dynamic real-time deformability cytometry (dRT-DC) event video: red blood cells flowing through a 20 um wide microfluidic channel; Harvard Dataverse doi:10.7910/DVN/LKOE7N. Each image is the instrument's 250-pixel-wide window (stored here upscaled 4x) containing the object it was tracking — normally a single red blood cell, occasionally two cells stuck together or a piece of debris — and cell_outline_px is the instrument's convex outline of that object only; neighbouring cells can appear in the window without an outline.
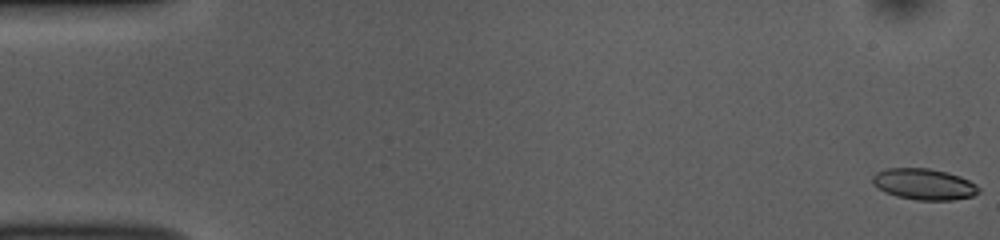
{"species": "common noctule bat (a hibernating species)", "species_latin": "Nyctalus noctula", "temperature_condition": "room temperature", "stored_images_in_passage": 52, "camera_frame_rate_fps": 3000, "um_per_image_px": 0.085, "animal": {"sex": "female", "body_mass_g": 10.0, "forearm_length_mm": 53.1}, "frame": {"image": 1, "passage_image": 1, "time_ms": 0.0, "image_size_px": [1000, 240], "cell_outline_px": [[980, 192], [972, 196], [952, 200], [916, 200], [896, 196], [884, 192], [872, 180], [872, 176], [876, 172], [884, 168], [928, 168], [948, 172], [960, 176], [976, 184], [980, 188]], "centroid_in_image_um": [78.56, 15.65], "position_along_channel_um": 6.4, "area_um2": 19.31}}
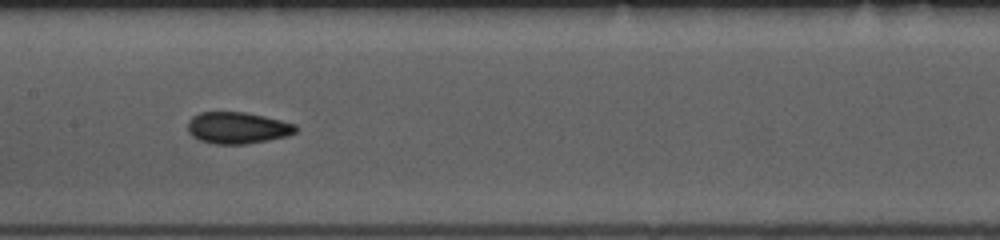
{"frame": {"image": 2, "passage_image": 26, "time_ms": 8.333, "image_size_px": [1000, 240], "cell_outline_px": [[296, 132], [288, 136], [268, 140], [244, 144], [216, 144], [200, 140], [192, 136], [188, 132], [188, 120], [192, 116], [200, 112], [244, 112], [264, 116], [296, 124]], "centroid_in_image_um": [20.17, 10.86], "position_along_channel_um": 187.2, "area_um2": 19.88}}
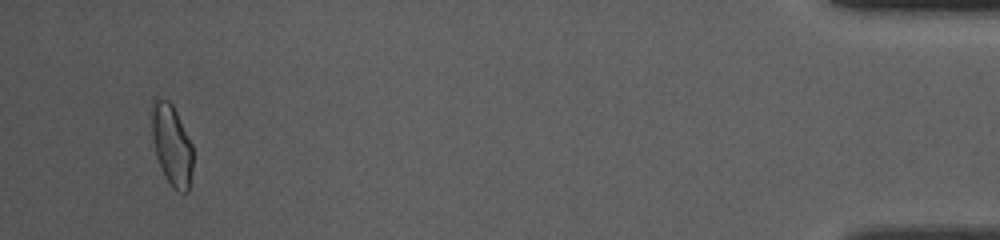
{"frame": {"image": 3, "passage_image": 50, "time_ms": 16.333, "image_size_px": [1000, 240], "cell_outline_px": [[192, 168], [188, 192], [180, 192], [172, 188], [156, 156], [152, 140], [152, 100], [156, 96], [168, 100], [172, 104], [192, 144]], "centroid_in_image_um": [14.59, 12.29], "position_along_channel_um": 420.6, "area_um2": 19.25}, "authors_computed_cell_mechanics": {"area_um2": 19.3341, "velocity_mm_per_s": 3.8731, "shape_relaxation_time_tau1_ms": 4.2586, "shape_relaxation_time_tau2_ms": 1.6056, "deformation_change_tau1": 0.1035, "deformation_change_tau2": 0.0627}}